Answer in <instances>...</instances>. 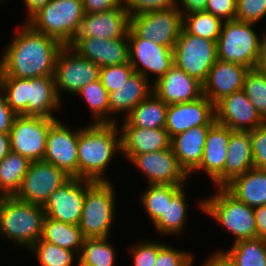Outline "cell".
<instances>
[{"label":"cell","instance_id":"1","mask_svg":"<svg viewBox=\"0 0 266 266\" xmlns=\"http://www.w3.org/2000/svg\"><path fill=\"white\" fill-rule=\"evenodd\" d=\"M24 23L1 54L0 77L54 76L57 56L64 45Z\"/></svg>","mask_w":266,"mask_h":266},{"label":"cell","instance_id":"2","mask_svg":"<svg viewBox=\"0 0 266 266\" xmlns=\"http://www.w3.org/2000/svg\"><path fill=\"white\" fill-rule=\"evenodd\" d=\"M119 123H91L79 128L78 178L110 181L105 177L114 154L122 153ZM119 134V135H118Z\"/></svg>","mask_w":266,"mask_h":266},{"label":"cell","instance_id":"3","mask_svg":"<svg viewBox=\"0 0 266 266\" xmlns=\"http://www.w3.org/2000/svg\"><path fill=\"white\" fill-rule=\"evenodd\" d=\"M0 88L10 109L17 115L59 119L53 111H59L62 100L58 98L54 76L0 77Z\"/></svg>","mask_w":266,"mask_h":266},{"label":"cell","instance_id":"4","mask_svg":"<svg viewBox=\"0 0 266 266\" xmlns=\"http://www.w3.org/2000/svg\"><path fill=\"white\" fill-rule=\"evenodd\" d=\"M44 218L43 206L15 196H0V237L12 242L14 246L29 249L39 241Z\"/></svg>","mask_w":266,"mask_h":266},{"label":"cell","instance_id":"5","mask_svg":"<svg viewBox=\"0 0 266 266\" xmlns=\"http://www.w3.org/2000/svg\"><path fill=\"white\" fill-rule=\"evenodd\" d=\"M209 198L197 201V206L235 237L233 242L257 238L254 208L237 200L224 187Z\"/></svg>","mask_w":266,"mask_h":266},{"label":"cell","instance_id":"6","mask_svg":"<svg viewBox=\"0 0 266 266\" xmlns=\"http://www.w3.org/2000/svg\"><path fill=\"white\" fill-rule=\"evenodd\" d=\"M254 23L239 20L223 21L216 41L218 59L244 65L250 69L258 68L264 46L261 37L253 29Z\"/></svg>","mask_w":266,"mask_h":266},{"label":"cell","instance_id":"7","mask_svg":"<svg viewBox=\"0 0 266 266\" xmlns=\"http://www.w3.org/2000/svg\"><path fill=\"white\" fill-rule=\"evenodd\" d=\"M84 15L82 0H50L26 23L67 46L75 38Z\"/></svg>","mask_w":266,"mask_h":266},{"label":"cell","instance_id":"8","mask_svg":"<svg viewBox=\"0 0 266 266\" xmlns=\"http://www.w3.org/2000/svg\"><path fill=\"white\" fill-rule=\"evenodd\" d=\"M115 188L112 181H94L86 190L78 226L84 238L110 237L115 215ZM115 215V217H114Z\"/></svg>","mask_w":266,"mask_h":266},{"label":"cell","instance_id":"9","mask_svg":"<svg viewBox=\"0 0 266 266\" xmlns=\"http://www.w3.org/2000/svg\"><path fill=\"white\" fill-rule=\"evenodd\" d=\"M218 60L216 41L189 34L182 29L173 47L174 65L202 84Z\"/></svg>","mask_w":266,"mask_h":266},{"label":"cell","instance_id":"10","mask_svg":"<svg viewBox=\"0 0 266 266\" xmlns=\"http://www.w3.org/2000/svg\"><path fill=\"white\" fill-rule=\"evenodd\" d=\"M100 67L86 58L81 57L69 45L64 46L56 60L55 85L58 98L61 100V92L76 95L83 87L98 80Z\"/></svg>","mask_w":266,"mask_h":266},{"label":"cell","instance_id":"11","mask_svg":"<svg viewBox=\"0 0 266 266\" xmlns=\"http://www.w3.org/2000/svg\"><path fill=\"white\" fill-rule=\"evenodd\" d=\"M130 28L140 38L174 46L183 29V15L176 7L147 11L130 16Z\"/></svg>","mask_w":266,"mask_h":266},{"label":"cell","instance_id":"12","mask_svg":"<svg viewBox=\"0 0 266 266\" xmlns=\"http://www.w3.org/2000/svg\"><path fill=\"white\" fill-rule=\"evenodd\" d=\"M71 178L51 163L44 160L32 161L14 196L31 204L44 206L49 197Z\"/></svg>","mask_w":266,"mask_h":266},{"label":"cell","instance_id":"13","mask_svg":"<svg viewBox=\"0 0 266 266\" xmlns=\"http://www.w3.org/2000/svg\"><path fill=\"white\" fill-rule=\"evenodd\" d=\"M57 119L17 115L11 131L10 149L30 162L43 160L50 126Z\"/></svg>","mask_w":266,"mask_h":266},{"label":"cell","instance_id":"14","mask_svg":"<svg viewBox=\"0 0 266 266\" xmlns=\"http://www.w3.org/2000/svg\"><path fill=\"white\" fill-rule=\"evenodd\" d=\"M129 63L136 73L150 80L154 74L157 81L174 65L173 47L156 44L153 41L140 38L130 27L127 32Z\"/></svg>","mask_w":266,"mask_h":266},{"label":"cell","instance_id":"15","mask_svg":"<svg viewBox=\"0 0 266 266\" xmlns=\"http://www.w3.org/2000/svg\"><path fill=\"white\" fill-rule=\"evenodd\" d=\"M70 128L59 119L50 126L43 160L78 178L79 129Z\"/></svg>","mask_w":266,"mask_h":266},{"label":"cell","instance_id":"16","mask_svg":"<svg viewBox=\"0 0 266 266\" xmlns=\"http://www.w3.org/2000/svg\"><path fill=\"white\" fill-rule=\"evenodd\" d=\"M93 180L71 178L59 187L43 206L45 217L64 223L78 225L83 210L87 188Z\"/></svg>","mask_w":266,"mask_h":266},{"label":"cell","instance_id":"17","mask_svg":"<svg viewBox=\"0 0 266 266\" xmlns=\"http://www.w3.org/2000/svg\"><path fill=\"white\" fill-rule=\"evenodd\" d=\"M129 162L146 175L149 185L185 186L190 179L180 167L171 147L135 155Z\"/></svg>","mask_w":266,"mask_h":266},{"label":"cell","instance_id":"18","mask_svg":"<svg viewBox=\"0 0 266 266\" xmlns=\"http://www.w3.org/2000/svg\"><path fill=\"white\" fill-rule=\"evenodd\" d=\"M215 122V105L202 95L193 101L168 105L165 130L172 138L192 127L212 126Z\"/></svg>","mask_w":266,"mask_h":266},{"label":"cell","instance_id":"19","mask_svg":"<svg viewBox=\"0 0 266 266\" xmlns=\"http://www.w3.org/2000/svg\"><path fill=\"white\" fill-rule=\"evenodd\" d=\"M216 122L233 131L249 132L266 121L251 104L243 90L225 96L215 105Z\"/></svg>","mask_w":266,"mask_h":266},{"label":"cell","instance_id":"20","mask_svg":"<svg viewBox=\"0 0 266 266\" xmlns=\"http://www.w3.org/2000/svg\"><path fill=\"white\" fill-rule=\"evenodd\" d=\"M234 131L215 122L208 130L200 165L190 174L203 172L210 177L215 187L225 186V160L230 135Z\"/></svg>","mask_w":266,"mask_h":266},{"label":"cell","instance_id":"21","mask_svg":"<svg viewBox=\"0 0 266 266\" xmlns=\"http://www.w3.org/2000/svg\"><path fill=\"white\" fill-rule=\"evenodd\" d=\"M69 46L81 57L92 61L100 68L129 62L127 36L111 40L75 37Z\"/></svg>","mask_w":266,"mask_h":266},{"label":"cell","instance_id":"22","mask_svg":"<svg viewBox=\"0 0 266 266\" xmlns=\"http://www.w3.org/2000/svg\"><path fill=\"white\" fill-rule=\"evenodd\" d=\"M130 15L124 7L113 10L85 13L75 37L115 39L127 36Z\"/></svg>","mask_w":266,"mask_h":266},{"label":"cell","instance_id":"23","mask_svg":"<svg viewBox=\"0 0 266 266\" xmlns=\"http://www.w3.org/2000/svg\"><path fill=\"white\" fill-rule=\"evenodd\" d=\"M250 68L231 62L217 60L203 83V95L216 105L225 96L243 89Z\"/></svg>","mask_w":266,"mask_h":266},{"label":"cell","instance_id":"24","mask_svg":"<svg viewBox=\"0 0 266 266\" xmlns=\"http://www.w3.org/2000/svg\"><path fill=\"white\" fill-rule=\"evenodd\" d=\"M153 92L166 104L189 102L203 95V84L173 65L153 83Z\"/></svg>","mask_w":266,"mask_h":266},{"label":"cell","instance_id":"25","mask_svg":"<svg viewBox=\"0 0 266 266\" xmlns=\"http://www.w3.org/2000/svg\"><path fill=\"white\" fill-rule=\"evenodd\" d=\"M122 156L130 161L135 155L170 148L171 138L165 128L120 127Z\"/></svg>","mask_w":266,"mask_h":266},{"label":"cell","instance_id":"26","mask_svg":"<svg viewBox=\"0 0 266 266\" xmlns=\"http://www.w3.org/2000/svg\"><path fill=\"white\" fill-rule=\"evenodd\" d=\"M139 73L134 72L131 77L118 87L117 91L109 93L110 123H117V114L124 120L129 113L153 92V83ZM116 114V115H115Z\"/></svg>","mask_w":266,"mask_h":266},{"label":"cell","instance_id":"27","mask_svg":"<svg viewBox=\"0 0 266 266\" xmlns=\"http://www.w3.org/2000/svg\"><path fill=\"white\" fill-rule=\"evenodd\" d=\"M211 126H196L171 138L170 147L180 167L190 174L200 165L207 132Z\"/></svg>","mask_w":266,"mask_h":266},{"label":"cell","instance_id":"28","mask_svg":"<svg viewBox=\"0 0 266 266\" xmlns=\"http://www.w3.org/2000/svg\"><path fill=\"white\" fill-rule=\"evenodd\" d=\"M224 188L249 207L266 205V170L253 167L233 178Z\"/></svg>","mask_w":266,"mask_h":266},{"label":"cell","instance_id":"29","mask_svg":"<svg viewBox=\"0 0 266 266\" xmlns=\"http://www.w3.org/2000/svg\"><path fill=\"white\" fill-rule=\"evenodd\" d=\"M253 167L250 133L234 131L229 138L228 153L225 160V185Z\"/></svg>","mask_w":266,"mask_h":266},{"label":"cell","instance_id":"30","mask_svg":"<svg viewBox=\"0 0 266 266\" xmlns=\"http://www.w3.org/2000/svg\"><path fill=\"white\" fill-rule=\"evenodd\" d=\"M167 107L168 104L152 92L122 120L123 125L119 127L165 128Z\"/></svg>","mask_w":266,"mask_h":266},{"label":"cell","instance_id":"31","mask_svg":"<svg viewBox=\"0 0 266 266\" xmlns=\"http://www.w3.org/2000/svg\"><path fill=\"white\" fill-rule=\"evenodd\" d=\"M231 266H266V241L261 238L233 242L229 250H218Z\"/></svg>","mask_w":266,"mask_h":266},{"label":"cell","instance_id":"32","mask_svg":"<svg viewBox=\"0 0 266 266\" xmlns=\"http://www.w3.org/2000/svg\"><path fill=\"white\" fill-rule=\"evenodd\" d=\"M185 186H183L171 199L167 202L164 214L154 223L155 230L162 235H180L185 231L184 227L187 223L188 194H185Z\"/></svg>","mask_w":266,"mask_h":266},{"label":"cell","instance_id":"33","mask_svg":"<svg viewBox=\"0 0 266 266\" xmlns=\"http://www.w3.org/2000/svg\"><path fill=\"white\" fill-rule=\"evenodd\" d=\"M41 239L59 247L69 249L79 255L85 238L78 225L45 217Z\"/></svg>","mask_w":266,"mask_h":266},{"label":"cell","instance_id":"34","mask_svg":"<svg viewBox=\"0 0 266 266\" xmlns=\"http://www.w3.org/2000/svg\"><path fill=\"white\" fill-rule=\"evenodd\" d=\"M30 163L13 151L0 161V196H14L17 193Z\"/></svg>","mask_w":266,"mask_h":266},{"label":"cell","instance_id":"35","mask_svg":"<svg viewBox=\"0 0 266 266\" xmlns=\"http://www.w3.org/2000/svg\"><path fill=\"white\" fill-rule=\"evenodd\" d=\"M109 238H85L76 266H114L116 249Z\"/></svg>","mask_w":266,"mask_h":266},{"label":"cell","instance_id":"36","mask_svg":"<svg viewBox=\"0 0 266 266\" xmlns=\"http://www.w3.org/2000/svg\"><path fill=\"white\" fill-rule=\"evenodd\" d=\"M77 95L82 97L92 112V123H110L109 93L100 78L83 86Z\"/></svg>","mask_w":266,"mask_h":266},{"label":"cell","instance_id":"37","mask_svg":"<svg viewBox=\"0 0 266 266\" xmlns=\"http://www.w3.org/2000/svg\"><path fill=\"white\" fill-rule=\"evenodd\" d=\"M183 186L176 185H160L150 184L147 189L140 194V202H142L145 212L154 224L164 214L167 202H170L172 197Z\"/></svg>","mask_w":266,"mask_h":266},{"label":"cell","instance_id":"38","mask_svg":"<svg viewBox=\"0 0 266 266\" xmlns=\"http://www.w3.org/2000/svg\"><path fill=\"white\" fill-rule=\"evenodd\" d=\"M223 21L213 14L200 11L183 16V28L191 35L217 41Z\"/></svg>","mask_w":266,"mask_h":266},{"label":"cell","instance_id":"39","mask_svg":"<svg viewBox=\"0 0 266 266\" xmlns=\"http://www.w3.org/2000/svg\"><path fill=\"white\" fill-rule=\"evenodd\" d=\"M28 250L34 254L41 266H72L77 262L76 253L40 239Z\"/></svg>","mask_w":266,"mask_h":266},{"label":"cell","instance_id":"40","mask_svg":"<svg viewBox=\"0 0 266 266\" xmlns=\"http://www.w3.org/2000/svg\"><path fill=\"white\" fill-rule=\"evenodd\" d=\"M242 90L266 121V76L258 68L249 69Z\"/></svg>","mask_w":266,"mask_h":266},{"label":"cell","instance_id":"41","mask_svg":"<svg viewBox=\"0 0 266 266\" xmlns=\"http://www.w3.org/2000/svg\"><path fill=\"white\" fill-rule=\"evenodd\" d=\"M134 69L129 62L114 65V66H105L100 68V80L103 87L107 90L108 93L117 91L118 87L122 84H125L126 81L134 73Z\"/></svg>","mask_w":266,"mask_h":266},{"label":"cell","instance_id":"42","mask_svg":"<svg viewBox=\"0 0 266 266\" xmlns=\"http://www.w3.org/2000/svg\"><path fill=\"white\" fill-rule=\"evenodd\" d=\"M164 245L163 242L156 240L151 241V239L143 240L136 245L133 244V247L131 249L129 248V252L133 258L132 264L134 266H154L158 251Z\"/></svg>","mask_w":266,"mask_h":266},{"label":"cell","instance_id":"43","mask_svg":"<svg viewBox=\"0 0 266 266\" xmlns=\"http://www.w3.org/2000/svg\"><path fill=\"white\" fill-rule=\"evenodd\" d=\"M194 256L190 251L178 250L170 244L165 245L158 251L154 266H191Z\"/></svg>","mask_w":266,"mask_h":266},{"label":"cell","instance_id":"44","mask_svg":"<svg viewBox=\"0 0 266 266\" xmlns=\"http://www.w3.org/2000/svg\"><path fill=\"white\" fill-rule=\"evenodd\" d=\"M266 16V0H237L236 20L257 23Z\"/></svg>","mask_w":266,"mask_h":266},{"label":"cell","instance_id":"45","mask_svg":"<svg viewBox=\"0 0 266 266\" xmlns=\"http://www.w3.org/2000/svg\"><path fill=\"white\" fill-rule=\"evenodd\" d=\"M249 133L252 142L254 168L266 170V122Z\"/></svg>","mask_w":266,"mask_h":266},{"label":"cell","instance_id":"46","mask_svg":"<svg viewBox=\"0 0 266 266\" xmlns=\"http://www.w3.org/2000/svg\"><path fill=\"white\" fill-rule=\"evenodd\" d=\"M130 16L147 11L167 10L175 7V0H122Z\"/></svg>","mask_w":266,"mask_h":266},{"label":"cell","instance_id":"47","mask_svg":"<svg viewBox=\"0 0 266 266\" xmlns=\"http://www.w3.org/2000/svg\"><path fill=\"white\" fill-rule=\"evenodd\" d=\"M236 5L237 0H207L205 11L229 21L236 19Z\"/></svg>","mask_w":266,"mask_h":266},{"label":"cell","instance_id":"48","mask_svg":"<svg viewBox=\"0 0 266 266\" xmlns=\"http://www.w3.org/2000/svg\"><path fill=\"white\" fill-rule=\"evenodd\" d=\"M17 114L12 111L6 101L4 92L0 88V132L9 133Z\"/></svg>","mask_w":266,"mask_h":266},{"label":"cell","instance_id":"49","mask_svg":"<svg viewBox=\"0 0 266 266\" xmlns=\"http://www.w3.org/2000/svg\"><path fill=\"white\" fill-rule=\"evenodd\" d=\"M85 13H98L123 7L122 0H82Z\"/></svg>","mask_w":266,"mask_h":266},{"label":"cell","instance_id":"50","mask_svg":"<svg viewBox=\"0 0 266 266\" xmlns=\"http://www.w3.org/2000/svg\"><path fill=\"white\" fill-rule=\"evenodd\" d=\"M206 4L207 0H175V7L183 16L194 12L205 11Z\"/></svg>","mask_w":266,"mask_h":266},{"label":"cell","instance_id":"51","mask_svg":"<svg viewBox=\"0 0 266 266\" xmlns=\"http://www.w3.org/2000/svg\"><path fill=\"white\" fill-rule=\"evenodd\" d=\"M257 237L266 241V205L258 206L254 208Z\"/></svg>","mask_w":266,"mask_h":266},{"label":"cell","instance_id":"52","mask_svg":"<svg viewBox=\"0 0 266 266\" xmlns=\"http://www.w3.org/2000/svg\"><path fill=\"white\" fill-rule=\"evenodd\" d=\"M28 11L27 22L36 12L45 6L50 0H23Z\"/></svg>","mask_w":266,"mask_h":266},{"label":"cell","instance_id":"53","mask_svg":"<svg viewBox=\"0 0 266 266\" xmlns=\"http://www.w3.org/2000/svg\"><path fill=\"white\" fill-rule=\"evenodd\" d=\"M11 151L9 133L0 132V161L3 160Z\"/></svg>","mask_w":266,"mask_h":266},{"label":"cell","instance_id":"54","mask_svg":"<svg viewBox=\"0 0 266 266\" xmlns=\"http://www.w3.org/2000/svg\"><path fill=\"white\" fill-rule=\"evenodd\" d=\"M203 266H231L220 253H213L207 258Z\"/></svg>","mask_w":266,"mask_h":266},{"label":"cell","instance_id":"55","mask_svg":"<svg viewBox=\"0 0 266 266\" xmlns=\"http://www.w3.org/2000/svg\"><path fill=\"white\" fill-rule=\"evenodd\" d=\"M258 69L266 76V47H263Z\"/></svg>","mask_w":266,"mask_h":266},{"label":"cell","instance_id":"56","mask_svg":"<svg viewBox=\"0 0 266 266\" xmlns=\"http://www.w3.org/2000/svg\"><path fill=\"white\" fill-rule=\"evenodd\" d=\"M264 35V46L263 47H266V32L264 31L263 33H261Z\"/></svg>","mask_w":266,"mask_h":266}]
</instances>
